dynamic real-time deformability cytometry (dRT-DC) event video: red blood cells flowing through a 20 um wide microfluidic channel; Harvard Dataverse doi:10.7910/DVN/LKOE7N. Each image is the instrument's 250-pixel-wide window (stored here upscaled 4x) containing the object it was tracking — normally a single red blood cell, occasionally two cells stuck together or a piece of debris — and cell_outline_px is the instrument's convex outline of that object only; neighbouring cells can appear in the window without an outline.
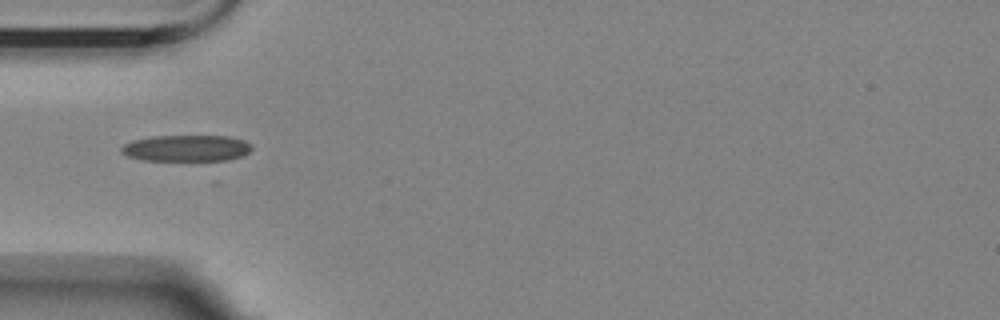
{"species": "Egyptian fruit bat (a non-hibernating species)", "species_latin": "Rousettus aegyptiacus", "temperature_condition": "room temperature", "stored_images_in_passage": 40, "camera_frame_rate_fps": 3000, "um_per_image_px": 0.085, "animal": {"sex": "female"}, "frame": {"image": 1, "passage_image": 1, "time_ms": 0.0, "image_size_px": [1000, 320], "cell_outline_px": [[252, 148], [244, 156], [228, 160], [144, 160], [128, 156], [120, 152], [120, 148], [124, 144], [132, 140], [152, 136], [228, 136], [244, 140], [252, 144]], "centroid_in_image_um": [15.86, 12.59], "position_along_channel_um": 69.1, "area_um2": 20.11}}
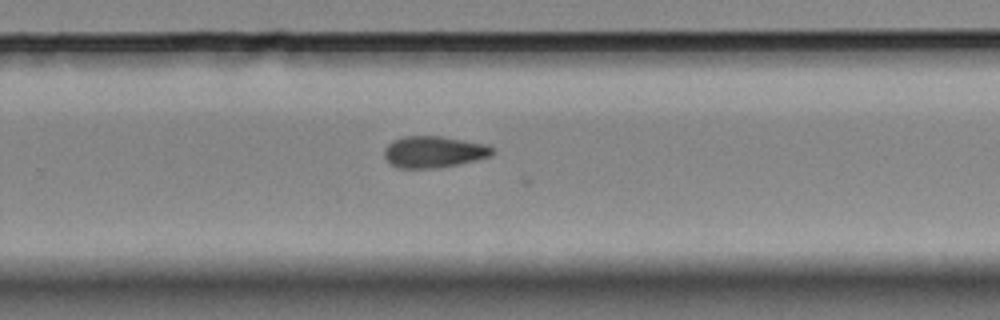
{"frame": {"image": 2, "passage_image": 20, "time_ms": 6.333, "image_size_px": [1000, 320], "cell_outline_px": [[496, 152], [492, 156], [476, 160], [456, 164], [432, 168], [396, 168], [384, 156], [384, 148], [392, 140], [404, 136], [440, 136], [488, 144]], "centroid_in_image_um": [36.88, 12.9], "position_along_channel_um": 292.9, "area_um2": 19.88}}
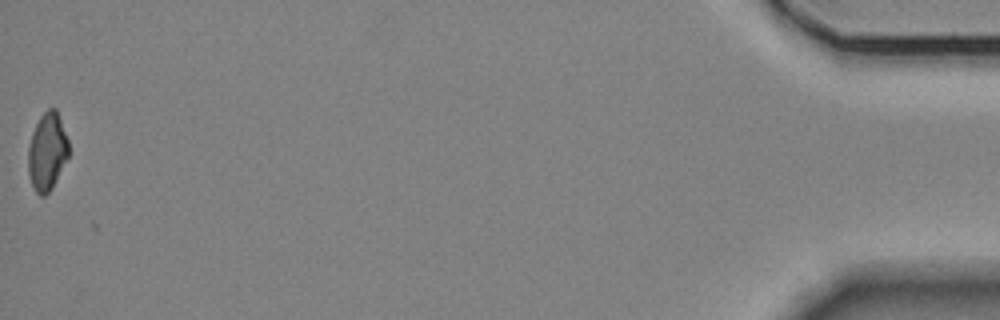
{"frame": {"image": 3, "passage_image": 40, "time_ms": 13.0, "image_size_px": [1000, 320], "cell_outline_px": [[68, 156], [52, 188], [44, 196], [40, 196], [36, 192], [32, 184], [28, 172], [28, 148], [32, 132], [40, 116], [48, 108], [56, 108], [68, 140]], "centroid_in_image_um": [4.0, 12.88], "position_along_channel_um": 431.2, "area_um2": 18.15}, "authors_computed_cell_mechanics": {"area_um2": 19.4208, "velocity_mm_per_s": 3.5191, "shape_relaxation_time_tau1_ms": 5.5179, "shape_relaxation_time_tau2_ms": 5.6722, "deformation_change_tau1": 0.1544, "deformation_change_tau2": 0.1315}}